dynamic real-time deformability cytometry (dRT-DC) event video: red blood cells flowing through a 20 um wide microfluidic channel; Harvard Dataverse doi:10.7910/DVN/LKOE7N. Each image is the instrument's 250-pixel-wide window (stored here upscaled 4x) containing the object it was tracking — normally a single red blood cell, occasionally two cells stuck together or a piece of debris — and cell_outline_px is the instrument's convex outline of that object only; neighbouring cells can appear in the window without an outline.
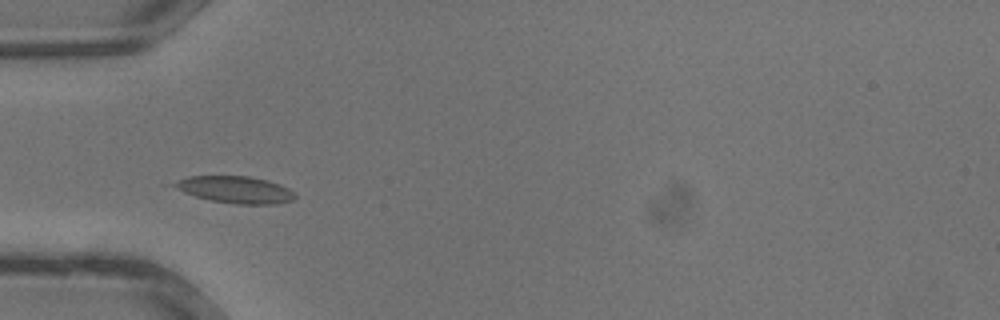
{"species": "common noctule bat (a hibernating species)", "species_latin": "Nyctalus noctula", "temperature_condition": "warm", "stored_images_in_passage": 25, "camera_frame_rate_fps": 3000, "um_per_image_px": 0.085, "animal": {"sex": "male", "body_mass_g": 13.3}, "frame": {"image": 1, "passage_image": 1, "time_ms": 0.0, "image_size_px": [1000, 320], "cell_outline_px": [[296, 200], [276, 204], [236, 204], [212, 200], [196, 196], [184, 192], [176, 188], [172, 184], [188, 176], [248, 176], [268, 180], [280, 184], [296, 192]], "centroid_in_image_um": [20.09, 16.12], "position_along_channel_um": 64.9, "area_um2": 18.9}}
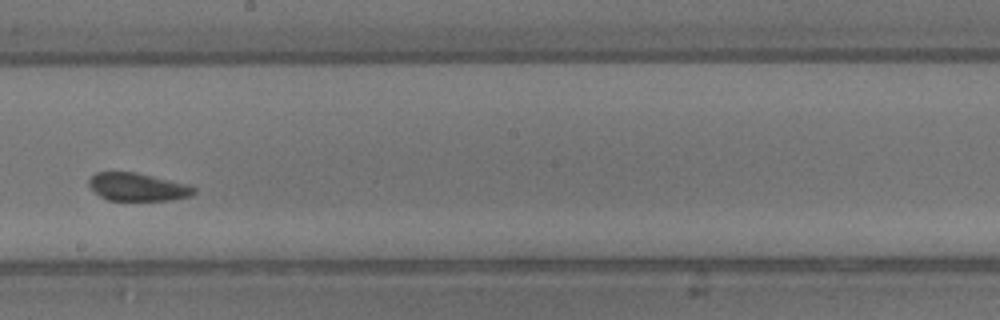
{"frame": {"image": 2, "passage_image": 10, "time_ms": 3.0, "image_size_px": [1000, 320], "cell_outline_px": [[196, 192], [192, 196], [172, 200], [108, 200], [100, 196], [88, 184], [88, 180], [96, 172], [132, 172], [152, 176], [188, 184], [196, 188]], "centroid_in_image_um": [11.73, 15.9], "position_along_channel_um": 236.5, "area_um2": 16.99}}
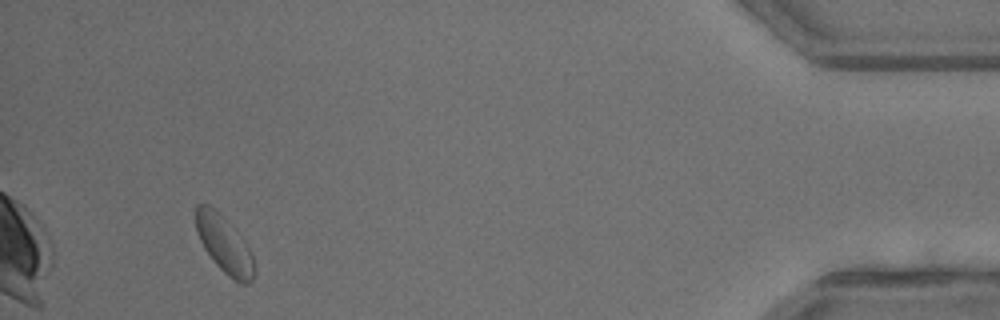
{"frame": {"image": 3, "passage_image": 23, "time_ms": 7.333, "image_size_px": [1000, 320], "cell_outline_px": [[256, 272], [252, 280], [248, 284], [240, 284], [228, 276], [216, 264], [204, 248], [196, 232], [196, 204], [208, 204], [216, 208], [228, 220], [244, 240], [252, 256]], "centroid_in_image_um": [19.07, 20.76], "position_along_channel_um": 416.1, "area_um2": 19.59}}